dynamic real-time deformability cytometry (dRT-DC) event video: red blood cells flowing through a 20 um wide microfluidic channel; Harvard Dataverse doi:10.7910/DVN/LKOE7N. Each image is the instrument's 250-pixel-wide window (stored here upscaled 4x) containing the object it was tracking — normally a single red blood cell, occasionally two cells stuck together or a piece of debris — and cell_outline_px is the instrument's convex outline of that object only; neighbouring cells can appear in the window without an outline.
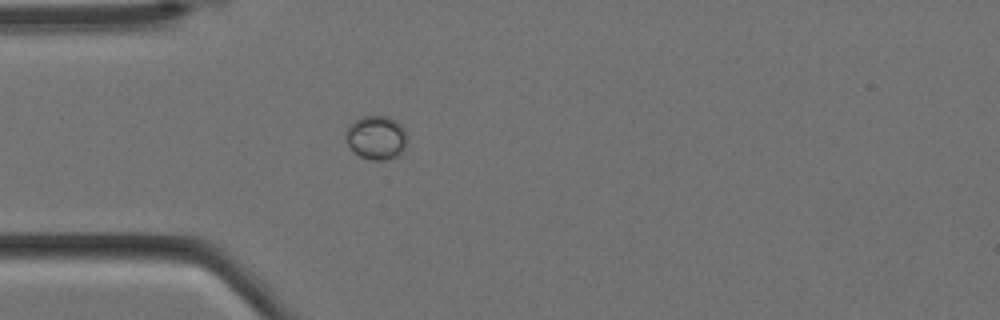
{"species": "Egyptian fruit bat (a non-hibernating species)", "species_latin": "Rousettus aegyptiacus", "temperature_condition": "cold", "stored_images_in_passage": 4, "camera_frame_rate_fps": 3000, "um_per_image_px": 0.085, "animal": {"sex": "female"}, "frame": {"image": 1, "passage_image": 4, "time_ms": 1.0, "image_size_px": [1000, 320], "cell_outline_px": [[404, 148], [396, 156], [384, 160], [372, 160], [360, 156], [352, 152], [344, 136], [344, 132], [348, 124], [364, 116], [388, 116], [396, 120], [400, 124], [404, 132]], "centroid_in_image_um": [31.9, 11.68], "position_along_channel_um": 53.1, "area_um2": 15.55}}